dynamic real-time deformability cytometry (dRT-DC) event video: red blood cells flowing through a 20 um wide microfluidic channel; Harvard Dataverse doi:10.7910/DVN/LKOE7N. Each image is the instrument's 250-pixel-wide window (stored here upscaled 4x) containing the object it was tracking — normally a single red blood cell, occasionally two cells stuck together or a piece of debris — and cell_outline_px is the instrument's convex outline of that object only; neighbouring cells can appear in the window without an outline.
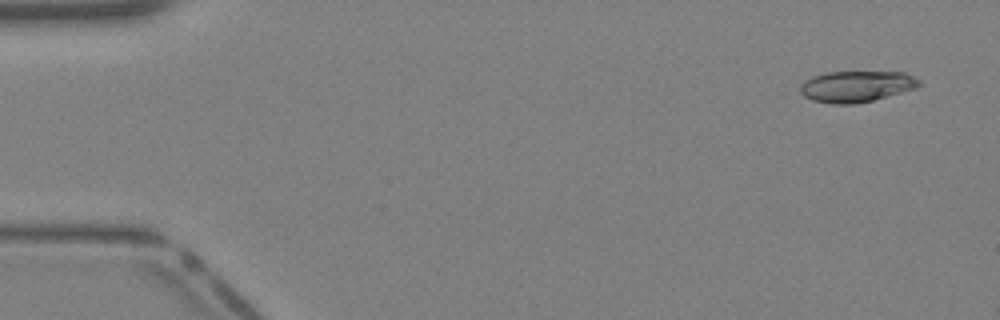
{"species": "Egyptian fruit bat (a non-hibernating species)", "species_latin": "Rousettus aegyptiacus", "temperature_condition": "warm", "stored_images_in_passage": 9, "camera_frame_rate_fps": 3000, "um_per_image_px": 0.085, "animal": {"sex": "female"}, "frame": {"image": 1, "passage_image": 3, "time_ms": 0.667, "image_size_px": [1000, 320], "cell_outline_px": [[920, 84], [916, 88], [872, 100], [852, 104], [832, 104], [812, 100], [804, 96], [800, 92], [800, 84], [804, 80], [812, 76], [828, 72], [904, 72], [920, 80]], "centroid_in_image_um": [72.75, 7.34], "position_along_channel_um": 12.2, "area_um2": 21.5}}